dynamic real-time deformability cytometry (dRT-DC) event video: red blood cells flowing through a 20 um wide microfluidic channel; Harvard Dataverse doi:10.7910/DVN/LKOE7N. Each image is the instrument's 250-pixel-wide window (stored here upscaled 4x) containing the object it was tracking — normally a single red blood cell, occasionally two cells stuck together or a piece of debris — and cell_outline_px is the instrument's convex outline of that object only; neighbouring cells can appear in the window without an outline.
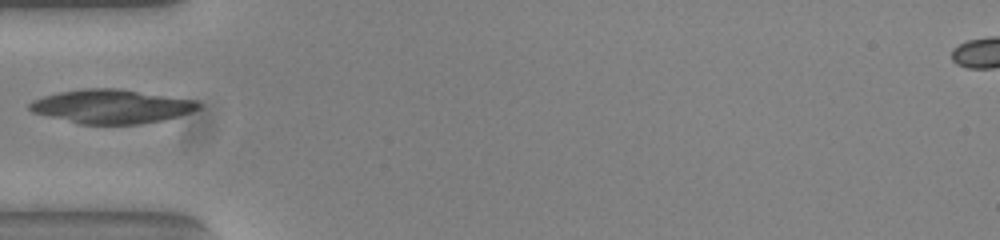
{"species": "common noctule bat (a hibernating species)", "species_latin": "Nyctalus noctula", "temperature_condition": "warm", "stored_images_in_passage": 37, "camera_frame_rate_fps": 3000, "um_per_image_px": 0.085, "animal": {"sex": "female", "body_mass_g": 23.0, "forearm_length_mm": 53.4}, "frame": {"image": 1, "passage_image": 1, "time_ms": 0.0, "image_size_px": [1000, 240], "cell_outline_px": [[200, 108], [180, 116], [164, 120], [140, 124], [80, 124], [32, 112], [28, 108], [28, 104], [32, 100], [44, 96], [60, 92], [84, 88], [120, 88], [196, 100], [200, 104]], "centroid_in_image_um": [9.49, 9.04], "position_along_channel_um": 75.5, "area_um2": 33.47}}
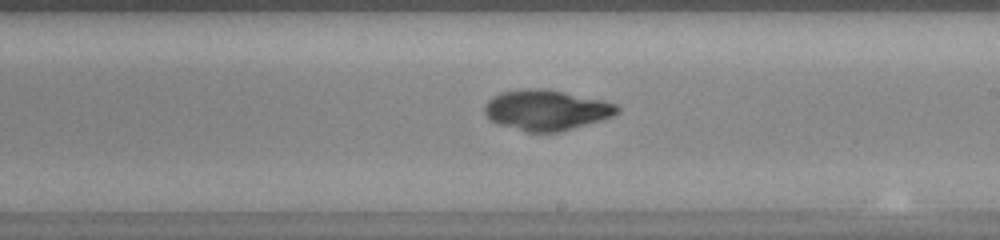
{"frame": {"image": 2, "passage_image": 14, "time_ms": 4.333, "image_size_px": [1000, 240], "cell_outline_px": [[620, 108], [612, 116], [560, 132], [528, 132], [500, 124], [492, 120], [484, 112], [484, 104], [492, 96], [500, 92], [524, 88], [544, 88], [564, 92], [600, 100], [616, 104]], "centroid_in_image_um": [46.39, 9.34], "position_along_channel_um": 242.6, "area_um2": 30.87}}
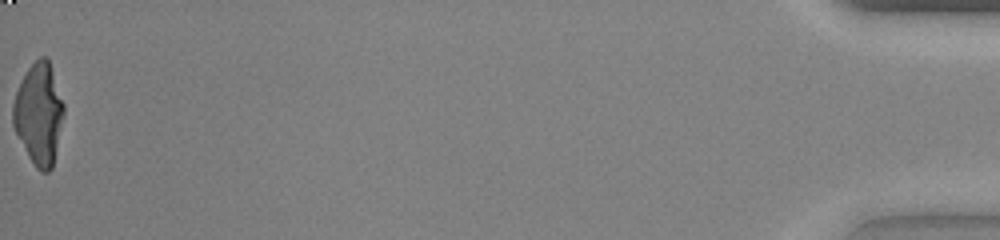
{"frame": {"image": 3, "passage_image": 37, "time_ms": 12.0, "image_size_px": [1000, 240], "cell_outline_px": [[64, 116], [52, 168], [48, 172], [40, 172], [36, 168], [28, 156], [12, 124], [12, 104], [16, 92], [28, 68], [40, 56], [44, 56], [48, 60], [64, 104]], "centroid_in_image_um": [3.3, 9.71], "position_along_channel_um": 431.9, "area_um2": 29.71}}